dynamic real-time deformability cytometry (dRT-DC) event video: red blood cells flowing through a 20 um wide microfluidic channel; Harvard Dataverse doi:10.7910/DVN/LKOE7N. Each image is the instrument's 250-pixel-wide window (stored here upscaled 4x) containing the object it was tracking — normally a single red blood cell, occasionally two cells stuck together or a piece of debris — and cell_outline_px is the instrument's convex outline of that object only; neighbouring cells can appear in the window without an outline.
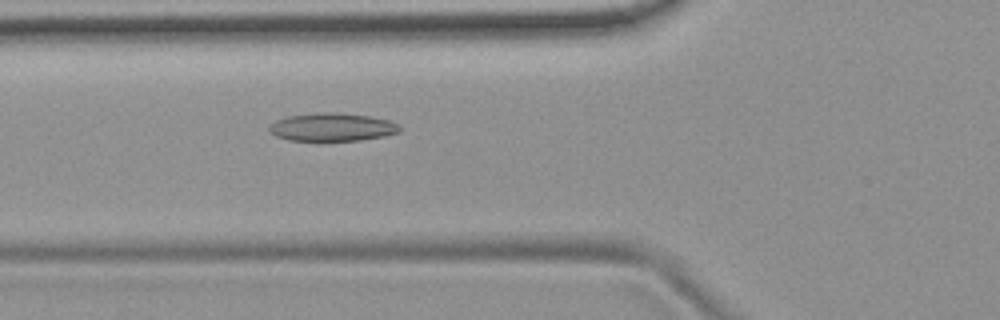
{"species": "common noctule bat (a hibernating species)", "species_latin": "Nyctalus noctula", "temperature_condition": "room temperature", "stored_images_in_passage": 54, "camera_frame_rate_fps": 3000, "um_per_image_px": 0.085, "animal": {"sex": "female", "body_mass_g": 19.9}, "frame": {"image": 1, "passage_image": 20, "time_ms": 6.333, "image_size_px": [1000, 320], "cell_outline_px": [[404, 128], [400, 132], [384, 136], [360, 140], [288, 140], [276, 136], [268, 128], [276, 120], [288, 116], [320, 112], [328, 112], [372, 116], [388, 120]], "centroid_in_image_um": [28.27, 10.8], "position_along_channel_um": 97.5, "area_um2": 21.15}}
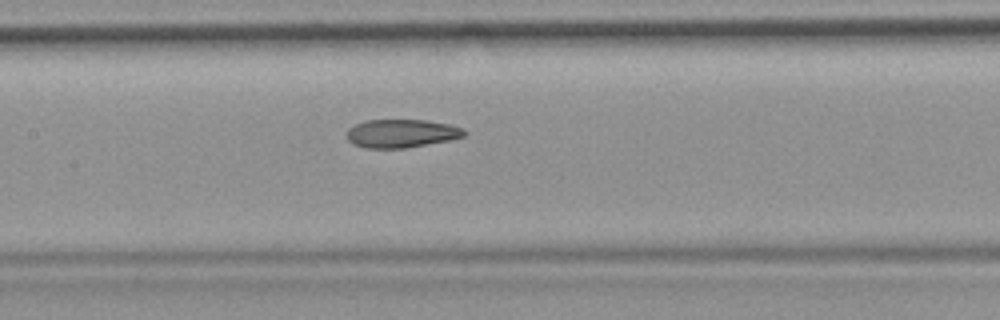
{"frame": {"image": 2, "passage_image": 26, "time_ms": 8.333, "image_size_px": [1000, 320], "cell_outline_px": [[468, 132], [464, 136], [448, 140], [404, 148], [364, 148], [352, 144], [348, 140], [348, 128], [364, 120], [424, 120], [448, 124], [464, 128]], "centroid_in_image_um": [34.11, 11.34], "position_along_channel_um": 173.3, "area_um2": 19.31}}
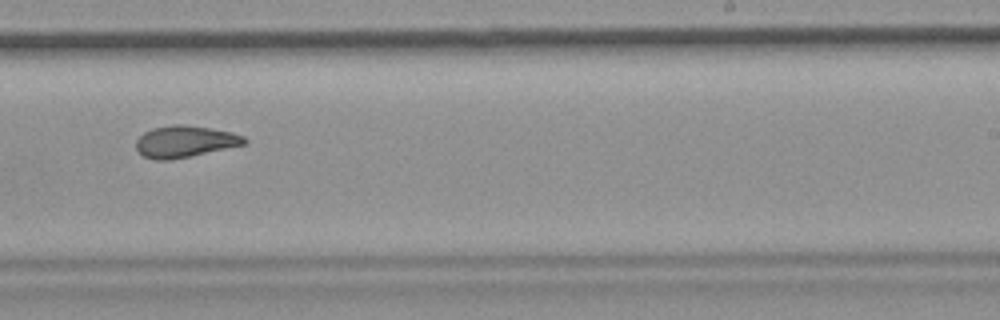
{"frame": {"image": 3, "passage_image": 34, "time_ms": 11.0, "image_size_px": [1000, 320], "cell_outline_px": [[248, 140], [244, 144], [188, 156], [168, 160], [156, 160], [144, 156], [136, 148], [136, 140], [144, 132], [152, 128], [176, 124], [180, 124], [212, 128], [232, 132], [244, 136]], "centroid_in_image_um": [15.7, 12.01], "position_along_channel_um": 273.3, "area_um2": 19.65}, "authors_computed_cell_mechanics": {"area_um2": 20.8947, "velocity_mm_per_s": 3.7706, "shape_relaxation_time_tau1_ms": null, "shape_relaxation_time_tau2_ms": 2.3444, "deformation_change_tau1": null, "deformation_change_tau2": 0.0972}}